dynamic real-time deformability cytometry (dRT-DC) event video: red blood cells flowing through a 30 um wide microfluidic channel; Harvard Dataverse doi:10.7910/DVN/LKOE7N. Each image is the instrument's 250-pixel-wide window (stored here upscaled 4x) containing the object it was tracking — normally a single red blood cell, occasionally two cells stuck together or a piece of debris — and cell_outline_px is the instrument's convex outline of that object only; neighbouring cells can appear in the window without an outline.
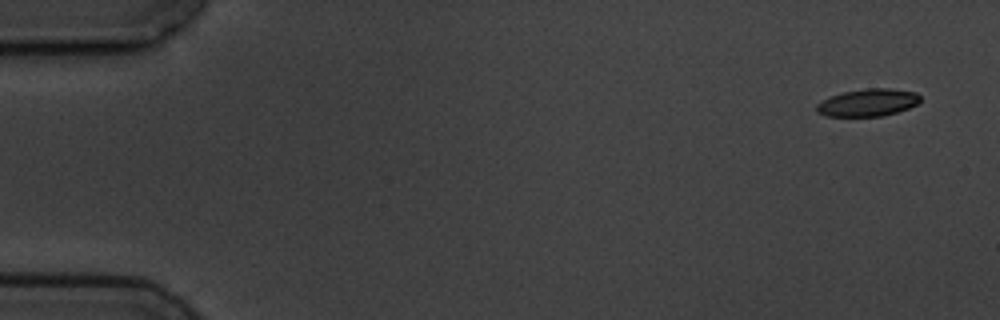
{"species": "common noctule bat (a hibernating species)", "species_latin": "Nyctalus noctula", "temperature_condition": "cold", "stored_images_in_passage": 5, "camera_frame_rate_fps": 3000, "um_per_image_px": 0.085, "animal": {"sex": "male", "body_mass_g": 19.5, "forearm_length_mm": 54.6}, "frame": {"image": 1, "passage_image": 1, "time_ms": 0.0, "image_size_px": [1000, 320], "cell_outline_px": [[920, 100], [916, 104], [908, 108], [896, 112], [880, 116], [828, 116], [816, 112], [816, 104], [820, 100], [844, 92], [868, 88], [888, 88], [916, 92], [920, 96]], "centroid_in_image_um": [73.75, 8.72], "position_along_channel_um": 11.3, "area_um2": 16.42}}
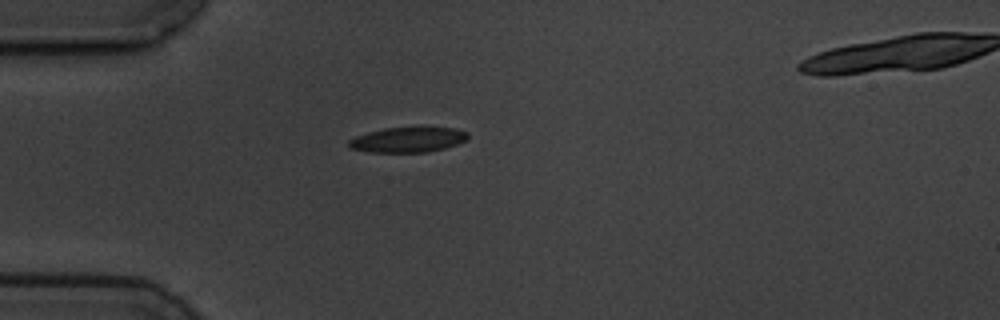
{"frame": {"image": 2, "passage_image": 4, "time_ms": 4.333, "image_size_px": [1000, 320], "cell_outline_px": [[468, 140], [444, 148], [428, 152], [368, 152], [348, 148], [348, 140], [356, 136], [368, 132], [384, 128], [456, 128], [468, 132]], "centroid_in_image_um": [34.65, 11.88], "position_along_channel_um": 50.3, "area_um2": 17.4}}